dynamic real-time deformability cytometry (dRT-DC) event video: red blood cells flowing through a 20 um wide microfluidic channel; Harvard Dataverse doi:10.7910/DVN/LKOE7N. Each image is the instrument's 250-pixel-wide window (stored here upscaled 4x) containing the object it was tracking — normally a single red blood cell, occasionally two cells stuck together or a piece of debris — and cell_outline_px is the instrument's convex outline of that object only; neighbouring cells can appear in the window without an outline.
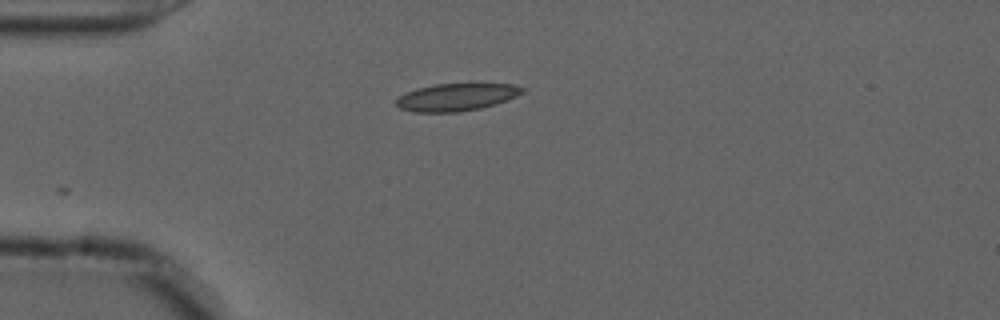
{"species": "common noctule bat (a hibernating species)", "species_latin": "Nyctalus noctula", "temperature_condition": "cold", "stored_images_in_passage": 10, "camera_frame_rate_fps": 3000, "um_per_image_px": 0.085, "animal": {"sex": "male", "forearm_length_mm": 52.5}, "frame": {"image": 1, "passage_image": 1, "time_ms": 0.0, "image_size_px": [1000, 320], "cell_outline_px": [[524, 92], [516, 96], [496, 104], [480, 108], [456, 112], [412, 112], [400, 108], [396, 104], [396, 100], [400, 96], [416, 88], [436, 84], [516, 84], [524, 88]], "centroid_in_image_um": [38.8, 8.25], "position_along_channel_um": 46.2, "area_um2": 20.0}}
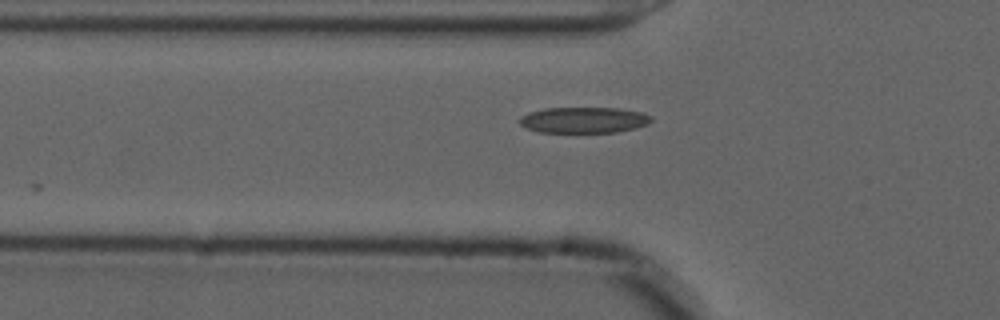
{"frame": {"image": 2, "passage_image": 5, "time_ms": 1.333, "image_size_px": [1000, 320], "cell_outline_px": [[652, 120], [648, 124], [636, 128], [616, 132], [540, 132], [528, 128], [520, 124], [516, 120], [520, 116], [528, 112], [544, 108], [620, 108], [640, 112], [652, 116]], "centroid_in_image_um": [49.6, 10.19], "position_along_channel_um": 76.2, "area_um2": 20.0}}
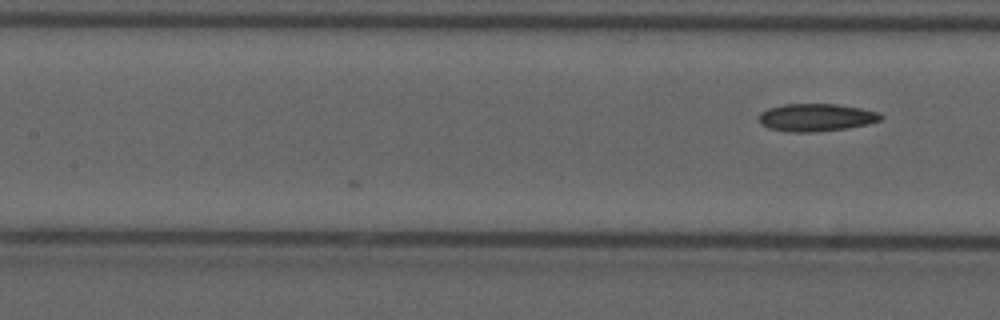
{"frame": {"image": 3, "passage_image": 10, "time_ms": 3.0, "image_size_px": [1000, 320], "cell_outline_px": [[884, 116], [880, 120], [868, 124], [844, 128], [816, 132], [788, 132], [768, 128], [760, 124], [756, 116], [760, 112], [768, 108], [784, 104], [836, 104], [860, 108], [880, 112]], "centroid_in_image_um": [69.32, 9.98], "position_along_channel_um": 138.1, "area_um2": 19.83}}